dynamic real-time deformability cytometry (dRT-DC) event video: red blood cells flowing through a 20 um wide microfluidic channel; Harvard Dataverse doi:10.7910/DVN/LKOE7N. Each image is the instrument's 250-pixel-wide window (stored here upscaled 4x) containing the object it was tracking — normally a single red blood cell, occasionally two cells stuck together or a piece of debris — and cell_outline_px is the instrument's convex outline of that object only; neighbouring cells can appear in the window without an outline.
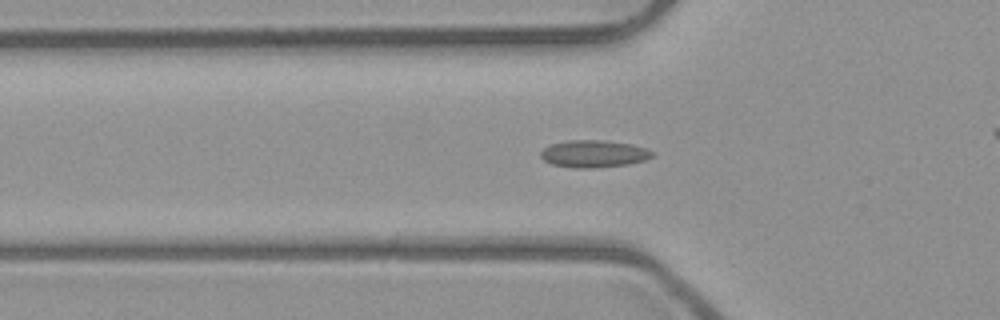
{"species": "common noctule bat (a hibernating species)", "species_latin": "Nyctalus noctula", "temperature_condition": "room temperature", "stored_images_in_passage": 52, "camera_frame_rate_fps": 3000, "um_per_image_px": 0.085, "animal": {"sex": "male", "body_mass_g": 23.1, "forearm_length_mm": 52.7}, "frame": {"image": 1, "passage_image": 17, "time_ms": 5.333, "image_size_px": [1000, 320], "cell_outline_px": [[656, 152], [652, 156], [644, 160], [628, 164], [592, 168], [572, 168], [552, 164], [544, 160], [540, 156], [540, 152], [544, 148], [552, 144], [568, 140], [600, 140], [632, 144]], "centroid_in_image_um": [50.46, 13.07], "position_along_channel_um": 75.3, "area_um2": 17.63}}
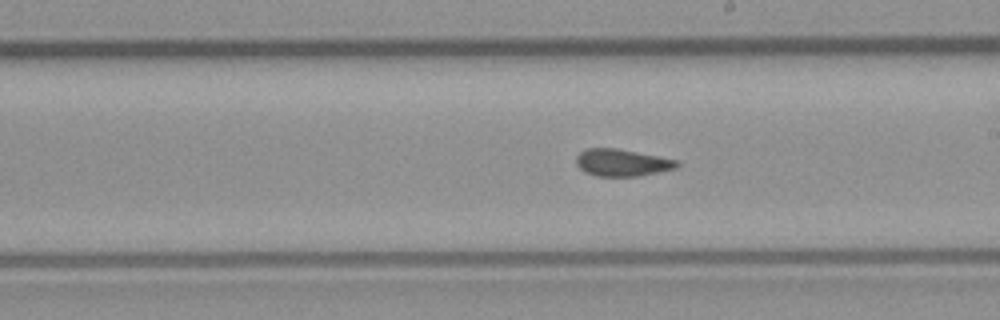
{"frame": {"image": 2, "passage_image": 29, "time_ms": 9.333, "image_size_px": [1000, 320], "cell_outline_px": [[680, 164], [676, 168], [636, 176], [596, 176], [584, 172], [576, 164], [576, 156], [580, 152], [588, 148], [616, 148], [676, 160]], "centroid_in_image_um": [52.81, 13.82], "position_along_channel_um": 236.2, "area_um2": 15.66}}
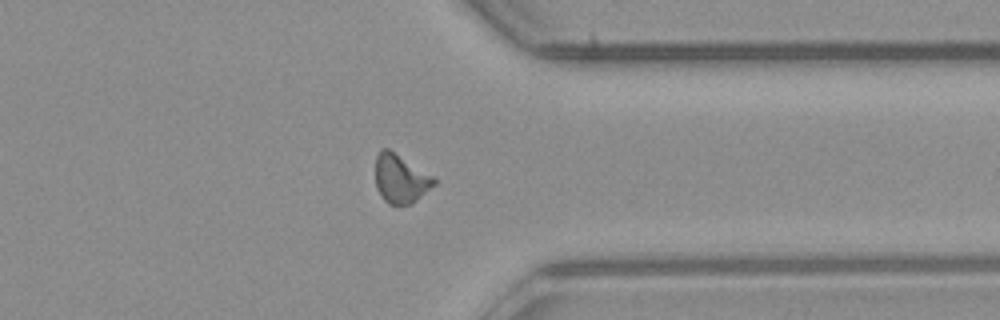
{"frame": {"image": 3, "passage_image": 40, "time_ms": 13.0, "image_size_px": [1000, 320], "cell_outline_px": [[436, 184], [412, 204], [388, 204], [384, 200], [376, 188], [376, 156], [380, 148], [388, 148], [432, 176], [436, 180]], "centroid_in_image_um": [34.03, 15.2], "position_along_channel_um": 377.4, "area_um2": 16.47}}